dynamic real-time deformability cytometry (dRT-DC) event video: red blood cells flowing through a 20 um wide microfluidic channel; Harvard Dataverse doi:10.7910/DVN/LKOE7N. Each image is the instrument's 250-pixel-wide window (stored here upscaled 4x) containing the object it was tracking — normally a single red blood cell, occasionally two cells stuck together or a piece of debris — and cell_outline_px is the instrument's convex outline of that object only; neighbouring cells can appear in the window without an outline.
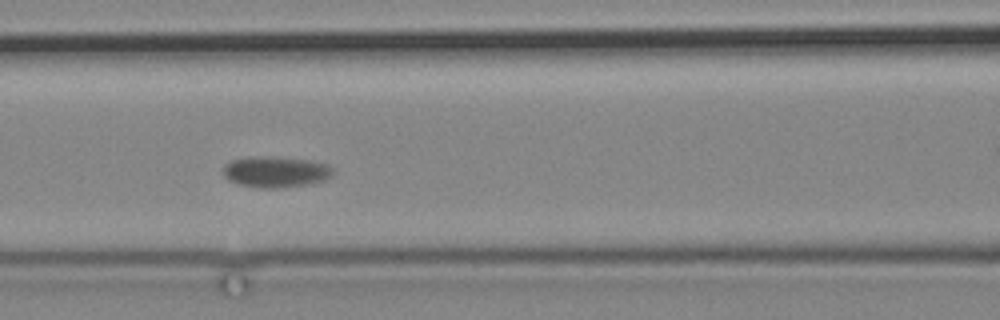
{"species": "common noctule bat (a hibernating species)", "species_latin": "Nyctalus noctula", "temperature_condition": "cold", "stored_images_in_passage": 7, "camera_frame_rate_fps": 3000, "um_per_image_px": 0.085, "animal": {"sex": "male", "body_mass_g": 19.2, "forearm_length_mm": 51.8}, "frame": {"image": 1, "passage_image": 5, "time_ms": 4.667, "image_size_px": [1000, 320], "cell_outline_px": [[336, 172], [328, 180], [308, 184], [280, 188], [256, 188], [236, 184], [228, 180], [224, 176], [224, 164], [232, 160], [248, 156], [264, 156], [312, 160], [328, 164], [336, 168]], "centroid_in_image_um": [23.48, 14.61], "position_along_channel_um": 143.1, "area_um2": 20.46}}
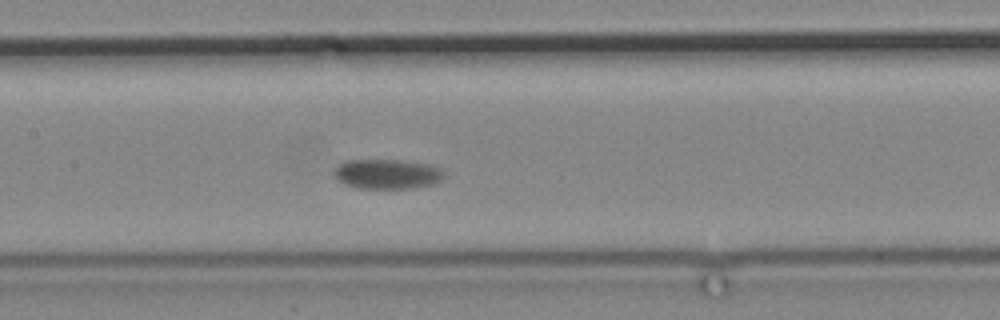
{"frame": {"image": 2, "passage_image": 6, "time_ms": 5.667, "image_size_px": [1000, 320], "cell_outline_px": [[444, 176], [440, 180], [432, 184], [416, 188], [360, 188], [348, 184], [340, 180], [336, 176], [336, 168], [344, 160], [400, 160], [428, 164], [440, 168], [444, 172]], "centroid_in_image_um": [32.97, 14.78], "position_along_channel_um": 174.4, "area_um2": 18.73}}